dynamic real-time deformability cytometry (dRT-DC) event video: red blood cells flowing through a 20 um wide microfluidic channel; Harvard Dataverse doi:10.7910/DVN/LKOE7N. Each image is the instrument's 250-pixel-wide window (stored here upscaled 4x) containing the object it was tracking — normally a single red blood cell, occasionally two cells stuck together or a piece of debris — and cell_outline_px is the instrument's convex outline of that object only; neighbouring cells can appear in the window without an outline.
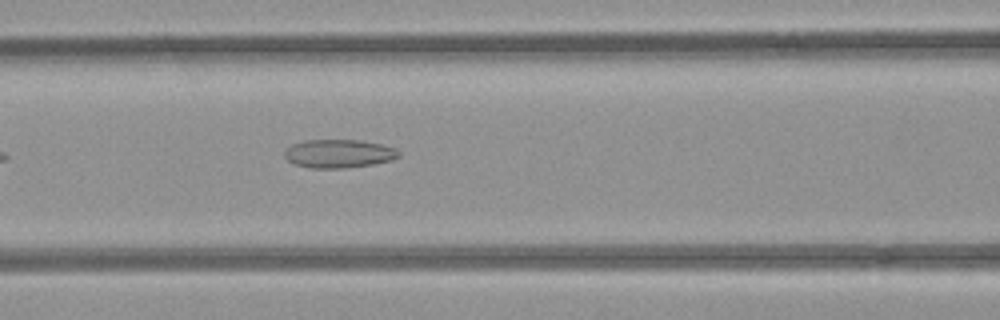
{"species": "common noctule bat (a hibernating species)", "species_latin": "Nyctalus noctula", "temperature_condition": "room temperature", "stored_images_in_passage": 29, "camera_frame_rate_fps": 3000, "um_per_image_px": 0.085, "animal": {"sex": "female", "body_mass_g": 21.9}, "frame": {"image": 1, "passage_image": 9, "time_ms": 2.667, "image_size_px": [1000, 320], "cell_outline_px": [[400, 156], [392, 160], [372, 164], [348, 168], [308, 168], [296, 164], [288, 160], [284, 156], [284, 152], [292, 144], [304, 140], [356, 140], [380, 144], [396, 148], [400, 152]], "centroid_in_image_um": [28.8, 13.06], "position_along_channel_um": 137.8, "area_um2": 18.9}}
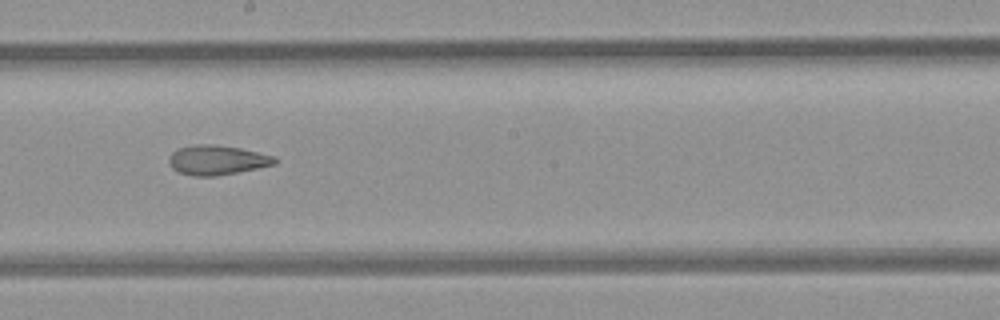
{"frame": {"image": 2, "passage_image": 16, "time_ms": 5.0, "image_size_px": [1000, 320], "cell_outline_px": [[276, 164], [216, 176], [192, 176], [180, 172], [172, 168], [168, 160], [168, 156], [172, 152], [180, 148], [196, 144], [212, 144], [240, 148], [276, 156]], "centroid_in_image_um": [18.44, 13.6], "position_along_channel_um": 229.8, "area_um2": 18.15}}
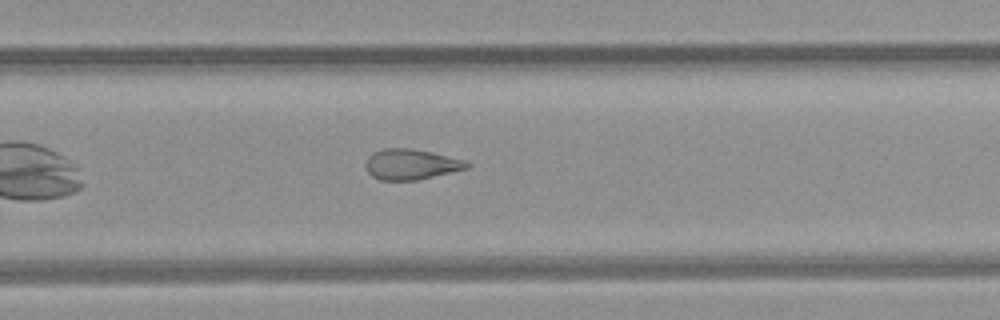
{"frame": {"image": 3, "passage_image": 21, "time_ms": 6.667, "image_size_px": [1000, 320], "cell_outline_px": [[472, 164], [468, 168], [416, 180], [380, 180], [372, 176], [368, 172], [364, 164], [368, 156], [372, 152], [384, 148], [412, 148], [432, 152], [468, 160]], "centroid_in_image_um": [34.94, 13.95], "position_along_channel_um": 294.9, "area_um2": 18.21}, "authors_computed_cell_mechanics": {"area_um2": 18.207, "velocity_mm_per_s": 3.9425, "shape_relaxation_time_tau1_ms": null, "shape_relaxation_time_tau2_ms": 4.1707, "deformation_change_tau1": null, "deformation_change_tau2": 0.1335}}